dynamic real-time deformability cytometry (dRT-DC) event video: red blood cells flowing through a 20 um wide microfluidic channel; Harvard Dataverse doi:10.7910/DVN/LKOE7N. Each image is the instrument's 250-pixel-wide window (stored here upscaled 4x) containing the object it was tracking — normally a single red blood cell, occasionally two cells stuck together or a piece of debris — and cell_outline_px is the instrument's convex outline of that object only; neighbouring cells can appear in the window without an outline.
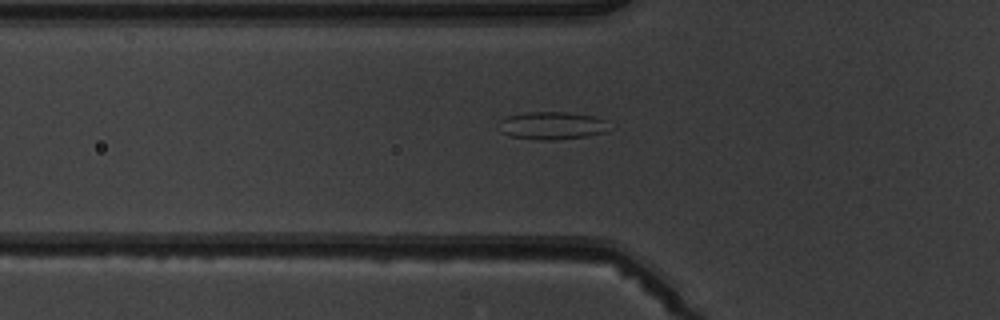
{"species": "common noctule bat (a hibernating species)", "species_latin": "Nyctalus noctula", "temperature_condition": "warm", "stored_images_in_passage": 6, "camera_frame_rate_fps": 3000, "um_per_image_px": 0.085, "animal": {"sex": "male", "body_mass_g": 19.5, "forearm_length_mm": 54.6}, "frame": {"image": 1, "passage_image": 5, "time_ms": 5.667, "image_size_px": [1000, 320], "cell_outline_px": [[608, 120], [604, 132], [584, 136], [556, 140], [536, 140], [512, 136], [500, 132], [496, 124], [500, 120], [508, 116], [528, 112], [568, 112], [596, 116]], "centroid_in_image_um": [46.87, 10.67], "position_along_channel_um": 78.9, "area_um2": 17.92}}
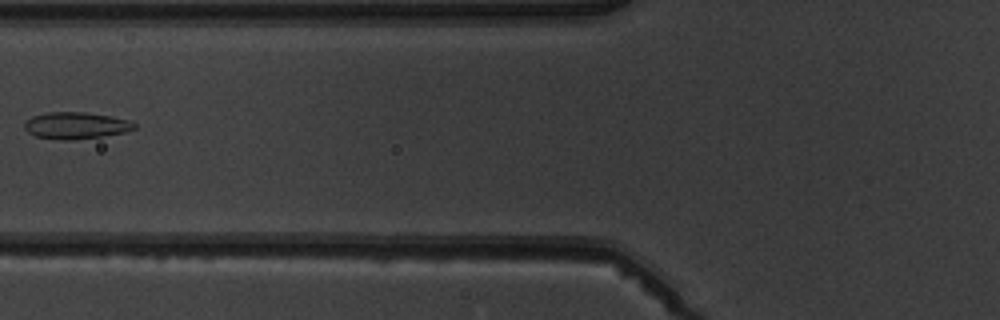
{"frame": {"image": 2, "passage_image": 6, "time_ms": 6.667, "image_size_px": [1000, 320], "cell_outline_px": [[136, 128], [124, 132], [104, 136], [72, 140], [64, 140], [36, 136], [28, 132], [24, 128], [24, 124], [32, 116], [48, 112], [84, 112], [112, 116], [132, 120], [136, 124]], "centroid_in_image_um": [6.49, 10.66], "position_along_channel_um": 119.3, "area_um2": 17.17}}